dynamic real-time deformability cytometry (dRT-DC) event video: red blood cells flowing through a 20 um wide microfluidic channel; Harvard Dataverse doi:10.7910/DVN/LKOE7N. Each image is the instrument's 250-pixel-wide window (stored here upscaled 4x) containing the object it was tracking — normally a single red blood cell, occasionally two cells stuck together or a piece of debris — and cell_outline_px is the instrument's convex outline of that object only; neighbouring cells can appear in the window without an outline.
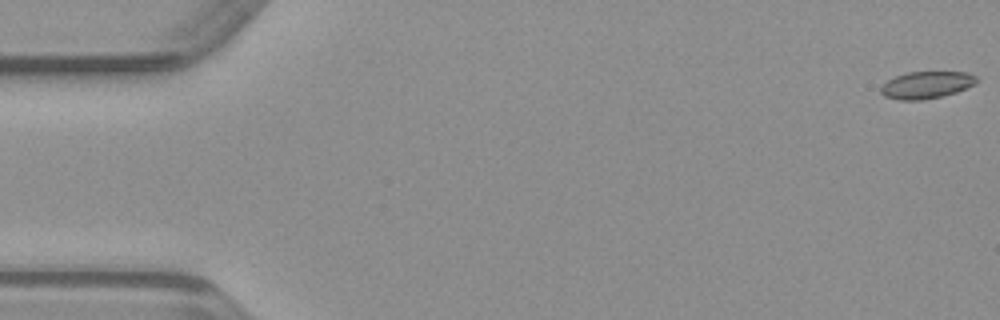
{"species": "common noctule bat (a hibernating species)", "species_latin": "Nyctalus noctula", "temperature_condition": "warm", "stored_images_in_passage": 49, "camera_frame_rate_fps": 3000, "um_per_image_px": 0.085, "animal": {"sex": "male", "body_mass_g": 23.1, "forearm_length_mm": 52.7}, "frame": {"image": 1, "passage_image": 1, "time_ms": 0.0, "image_size_px": [1000, 320], "cell_outline_px": [[976, 84], [956, 92], [940, 96], [920, 100], [900, 100], [884, 96], [880, 92], [880, 88], [888, 80], [896, 76], [908, 72], [968, 72], [976, 76]], "centroid_in_image_um": [78.74, 7.22], "position_along_channel_um": 6.3, "area_um2": 14.97}}
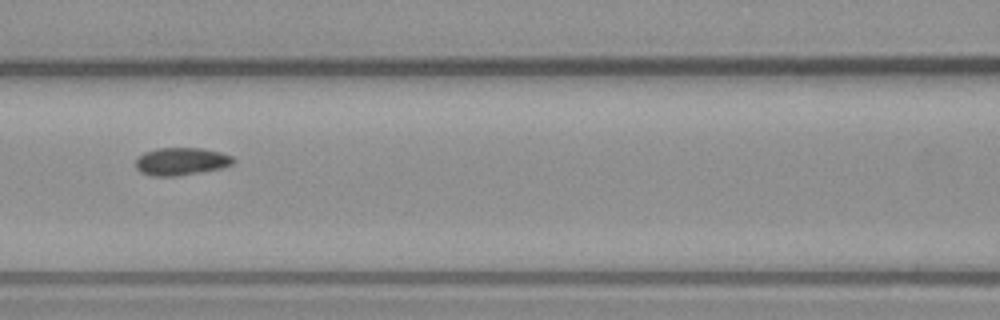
{"frame": {"image": 2, "passage_image": 22, "time_ms": 7.0, "image_size_px": [1000, 320], "cell_outline_px": [[236, 160], [232, 164], [220, 168], [200, 172], [176, 176], [152, 176], [140, 172], [136, 168], [136, 160], [144, 152], [156, 148], [200, 148], [220, 152], [232, 156]], "centroid_in_image_um": [15.39, 13.72], "position_along_channel_um": 151.2, "area_um2": 15.66}}
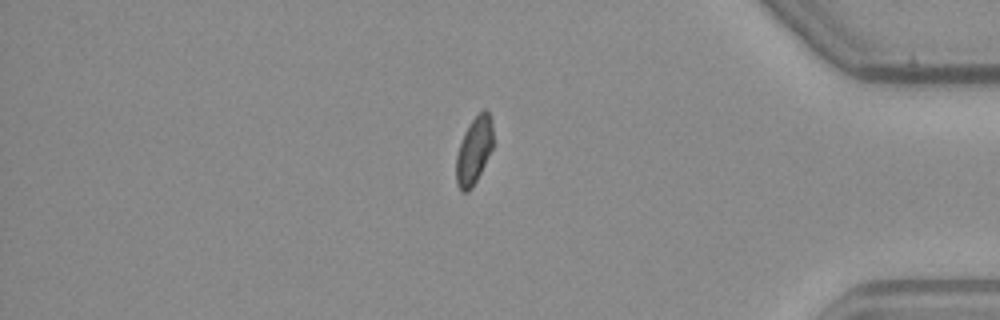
{"frame": {"image": 3, "passage_image": 42, "time_ms": 13.667, "image_size_px": [1000, 320], "cell_outline_px": [[492, 148], [472, 188], [468, 192], [460, 192], [456, 184], [456, 156], [464, 132], [468, 124], [484, 108], [488, 112], [492, 120]], "centroid_in_image_um": [40.26, 12.81], "position_along_channel_um": 394.9, "area_um2": 14.33}}